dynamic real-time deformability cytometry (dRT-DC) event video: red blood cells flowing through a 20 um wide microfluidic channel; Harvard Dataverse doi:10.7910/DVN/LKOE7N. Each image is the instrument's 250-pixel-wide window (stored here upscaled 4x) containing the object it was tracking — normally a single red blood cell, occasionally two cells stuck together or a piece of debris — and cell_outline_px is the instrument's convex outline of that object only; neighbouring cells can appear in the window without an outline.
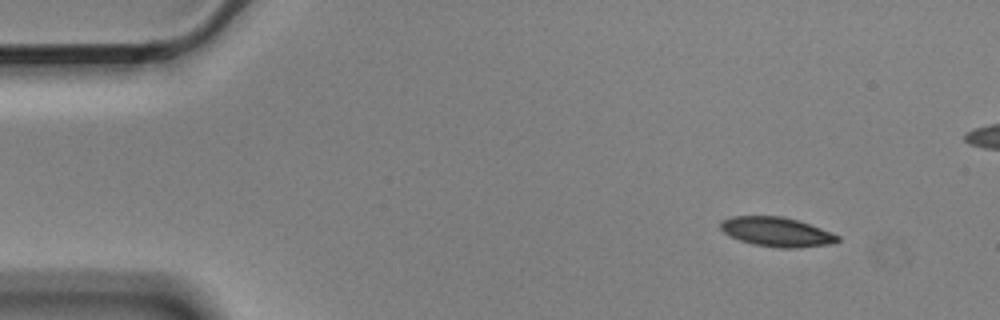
{"species": "Egyptian fruit bat (a non-hibernating species)", "species_latin": "Rousettus aegyptiacus", "temperature_condition": "cold", "stored_images_in_passage": 13, "camera_frame_rate_fps": 3000, "um_per_image_px": 0.085, "animal": {"sex": "male"}, "frame": {"image": 1, "passage_image": 1, "time_ms": 0.0, "image_size_px": [1000, 320], "cell_outline_px": [[840, 240], [836, 244], [796, 248], [776, 248], [752, 244], [740, 240], [724, 232], [720, 228], [720, 220], [732, 216], [780, 216], [796, 220], [820, 228], [840, 236]], "centroid_in_image_um": [66.03, 19.72], "position_along_channel_um": 19.0, "area_um2": 20.11}}
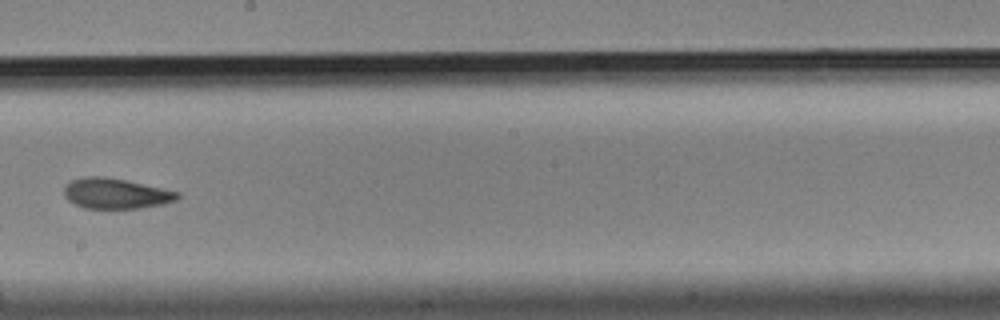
{"frame": {"image": 2, "passage_image": 7, "time_ms": 2.0, "image_size_px": [1000, 320], "cell_outline_px": [[180, 196], [176, 200], [164, 204], [140, 208], [84, 208], [68, 200], [64, 196], [64, 188], [72, 180], [84, 176], [104, 176], [124, 180], [180, 192]], "centroid_in_image_um": [9.84, 16.45], "position_along_channel_um": 238.4, "area_um2": 19.94}}
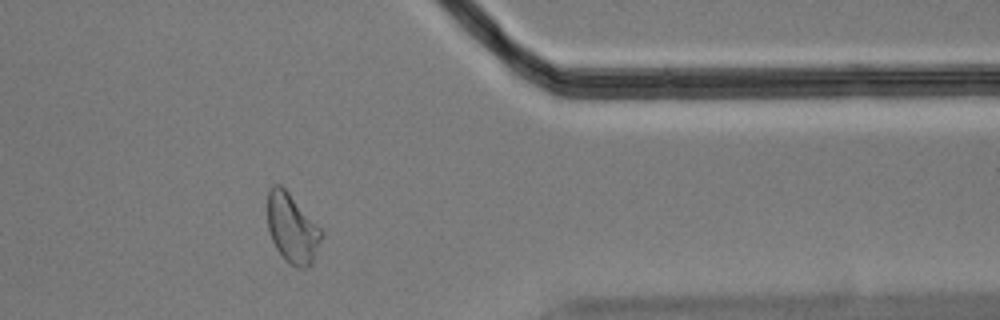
{"frame": {"image": 3, "passage_image": 11, "time_ms": 3.333, "image_size_px": [1000, 320], "cell_outline_px": [[324, 236], [312, 264], [308, 268], [296, 268], [288, 264], [276, 248], [272, 240], [268, 228], [268, 192], [272, 184], [280, 184], [288, 192], [324, 232]], "centroid_in_image_um": [24.86, 19.45], "position_along_channel_um": 386.5, "area_um2": 21.91}}